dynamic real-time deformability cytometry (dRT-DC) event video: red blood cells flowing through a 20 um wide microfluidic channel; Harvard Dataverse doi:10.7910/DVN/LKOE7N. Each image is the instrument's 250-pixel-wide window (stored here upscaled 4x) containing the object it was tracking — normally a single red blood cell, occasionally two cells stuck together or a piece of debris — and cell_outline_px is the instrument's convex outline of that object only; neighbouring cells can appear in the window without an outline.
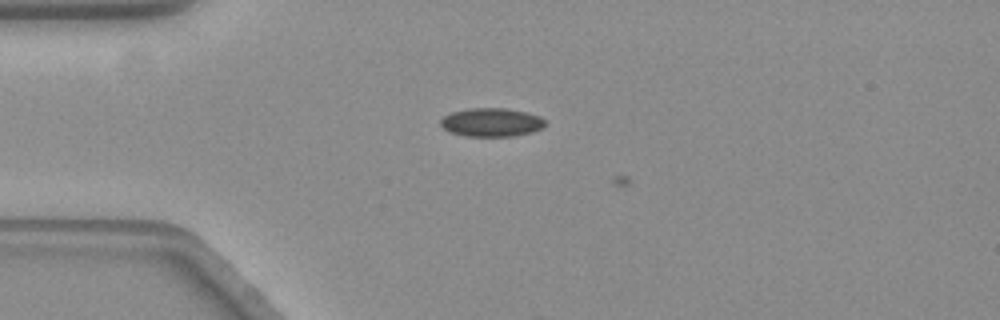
{"species": "common noctule bat (a hibernating species)", "species_latin": "Nyctalus noctula", "temperature_condition": "warm", "stored_images_in_passage": 13, "camera_frame_rate_fps": 3000, "um_per_image_px": 0.085, "animal": {"sex": "female", "body_mass_g": 19.3, "forearm_length_mm": 54.1}, "frame": {"image": 1, "passage_image": 12, "time_ms": 3.667, "image_size_px": [1000, 320], "cell_outline_px": [[544, 124], [540, 128], [528, 132], [512, 136], [464, 136], [452, 132], [444, 128], [440, 124], [440, 120], [444, 116], [452, 112], [468, 108], [508, 108], [540, 116], [544, 120]], "centroid_in_image_um": [41.73, 10.38], "position_along_channel_um": 43.3, "area_um2": 17.11}}